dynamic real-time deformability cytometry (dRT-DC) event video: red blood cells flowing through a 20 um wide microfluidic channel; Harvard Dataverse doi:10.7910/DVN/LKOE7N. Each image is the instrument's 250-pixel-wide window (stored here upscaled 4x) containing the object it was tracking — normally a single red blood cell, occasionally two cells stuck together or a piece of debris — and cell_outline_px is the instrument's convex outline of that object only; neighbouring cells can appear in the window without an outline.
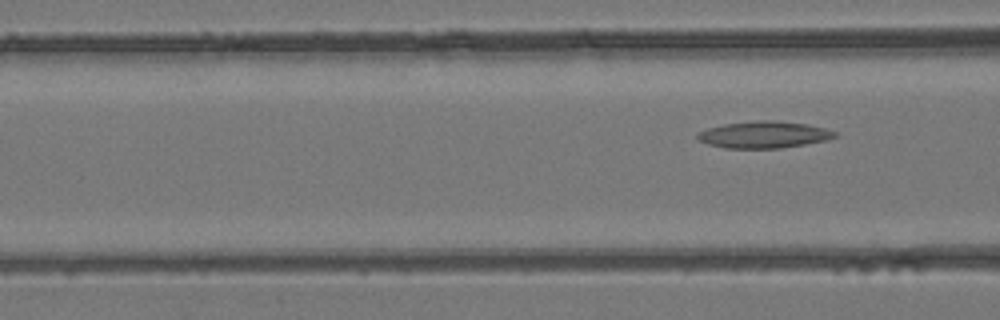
{"species": "common noctule bat (a hibernating species)", "species_latin": "Nyctalus noctula", "temperature_condition": "room temperature", "stored_images_in_passage": 4, "camera_frame_rate_fps": 3000, "um_per_image_px": 0.085, "animal": {"sex": "female", "body_mass_g": 24.6, "forearm_length_mm": 56.2}, "frame": {"image": 1, "passage_image": 4, "time_ms": 1.0, "image_size_px": [1000, 320], "cell_outline_px": [[840, 136], [828, 140], [780, 148], [724, 148], [708, 144], [700, 140], [696, 136], [696, 132], [708, 128], [724, 124], [756, 120], [776, 120], [808, 124], [824, 128], [836, 132]], "centroid_in_image_um": [64.95, 11.44], "position_along_channel_um": 101.6, "area_um2": 21.56}}